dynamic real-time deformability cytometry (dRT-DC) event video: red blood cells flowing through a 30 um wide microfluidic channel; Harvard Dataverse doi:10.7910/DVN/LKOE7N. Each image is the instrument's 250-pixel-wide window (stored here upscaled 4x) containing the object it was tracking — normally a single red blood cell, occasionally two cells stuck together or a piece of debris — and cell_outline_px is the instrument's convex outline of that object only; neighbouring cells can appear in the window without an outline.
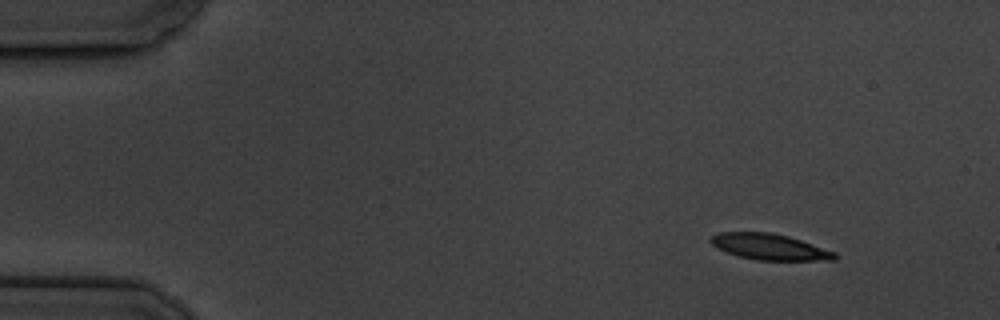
{"species": "common noctule bat (a hibernating species)", "species_latin": "Nyctalus noctula", "temperature_condition": "cold", "stored_images_in_passage": 4, "camera_frame_rate_fps": 3000, "um_per_image_px": 0.085, "animal": {"sex": "male", "body_mass_g": 19.5, "forearm_length_mm": 54.6}, "frame": {"image": 1, "passage_image": 1, "time_ms": 0.0, "image_size_px": [1000, 320], "cell_outline_px": [[836, 260], [756, 260], [740, 256], [716, 248], [708, 240], [712, 236], [720, 232], [772, 232], [788, 236], [836, 252]], "centroid_in_image_um": [65.4, 20.97], "position_along_channel_um": 19.6, "area_um2": 18.67}}
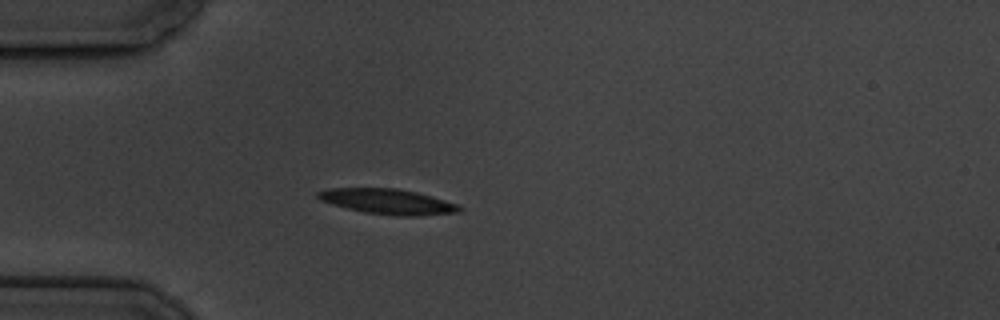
{"frame": {"image": 2, "passage_image": 4, "time_ms": 3.333, "image_size_px": [1000, 320], "cell_outline_px": [[464, 208], [460, 212], [412, 216], [396, 216], [364, 212], [332, 204], [320, 200], [316, 196], [316, 192], [328, 188], [396, 188], [416, 192], [432, 196], [456, 204]], "centroid_in_image_um": [32.94, 17.13], "position_along_channel_um": 52.1, "area_um2": 20.75}}